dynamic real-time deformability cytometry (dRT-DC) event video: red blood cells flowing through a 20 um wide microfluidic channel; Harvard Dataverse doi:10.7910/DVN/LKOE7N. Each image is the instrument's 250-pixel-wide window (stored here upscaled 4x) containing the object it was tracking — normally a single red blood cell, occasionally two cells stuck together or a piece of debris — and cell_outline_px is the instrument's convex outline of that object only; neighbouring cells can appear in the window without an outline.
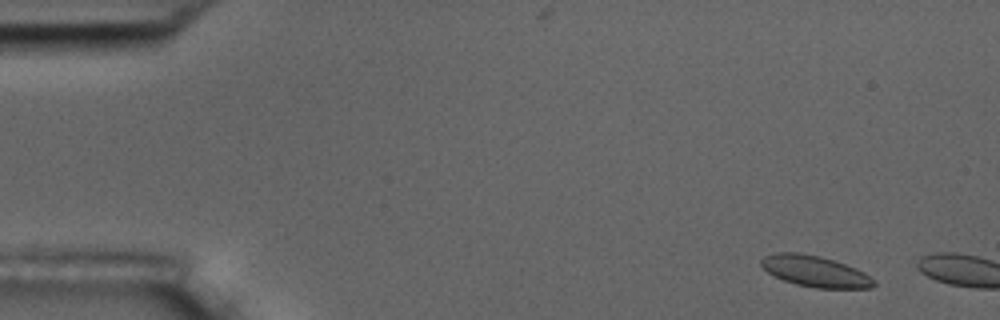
{"species": "common noctule bat (a hibernating species)", "species_latin": "Nyctalus noctula", "temperature_condition": "room temperature", "stored_images_in_passage": 3, "camera_frame_rate_fps": 3000, "um_per_image_px": 0.085, "animal": {"sex": "male", "body_mass_g": 17.5, "forearm_length_mm": 52.3}, "frame": {"image": 1, "passage_image": 2, "time_ms": 1.0, "image_size_px": [1000, 320], "cell_outline_px": [[876, 284], [872, 288], [816, 288], [796, 284], [784, 280], [768, 272], [760, 264], [760, 260], [764, 256], [776, 252], [800, 252], [820, 256], [856, 268], [864, 272], [876, 280]], "centroid_in_image_um": [69.3, 23.05], "position_along_channel_um": 15.7, "area_um2": 20.4}}